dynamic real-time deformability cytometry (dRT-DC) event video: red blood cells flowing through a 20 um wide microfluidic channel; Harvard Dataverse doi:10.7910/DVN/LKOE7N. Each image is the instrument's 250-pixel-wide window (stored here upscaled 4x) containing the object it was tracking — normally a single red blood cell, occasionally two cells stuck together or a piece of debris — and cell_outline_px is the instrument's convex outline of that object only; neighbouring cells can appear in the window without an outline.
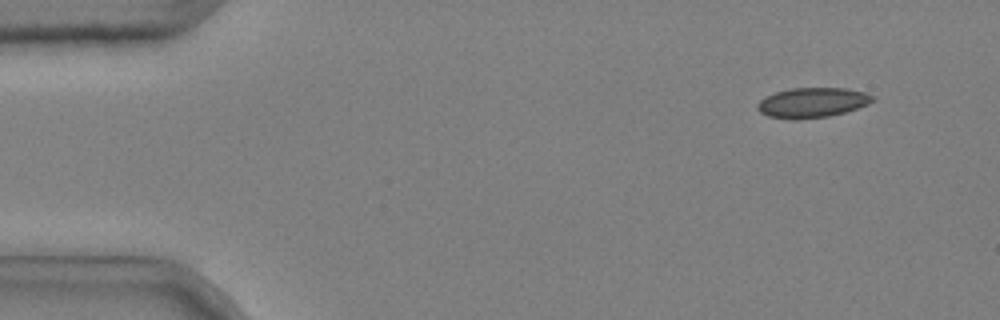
{"species": "common noctule bat (a hibernating species)", "species_latin": "Nyctalus noctula", "temperature_condition": "cold", "stored_images_in_passage": 4, "camera_frame_rate_fps": 3000, "um_per_image_px": 0.085, "animal": {"sex": "male", "body_mass_g": 20.4}, "frame": {"image": 1, "passage_image": 1, "time_ms": 0.0, "image_size_px": [1000, 320], "cell_outline_px": [[876, 100], [868, 104], [844, 112], [828, 116], [796, 120], [792, 120], [768, 116], [760, 112], [756, 108], [756, 104], [760, 100], [776, 92], [792, 88], [844, 88], [864, 92], [876, 96]], "centroid_in_image_um": [69.05, 8.72], "position_along_channel_um": 16.0, "area_um2": 20.11}}
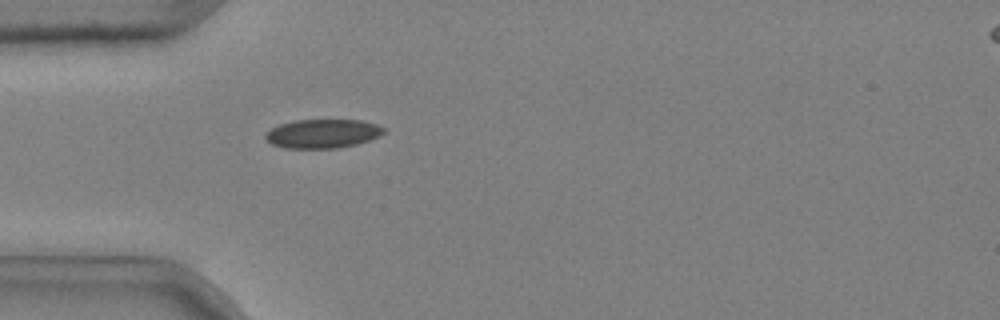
{"frame": {"image": 2, "passage_image": 4, "time_ms": 1.0, "image_size_px": [1000, 320], "cell_outline_px": [[384, 132], [380, 136], [356, 144], [336, 148], [284, 148], [272, 144], [264, 136], [272, 128], [280, 124], [296, 120], [360, 120], [376, 124], [384, 128]], "centroid_in_image_um": [27.43, 11.36], "position_along_channel_um": 57.6, "area_um2": 19.71}}